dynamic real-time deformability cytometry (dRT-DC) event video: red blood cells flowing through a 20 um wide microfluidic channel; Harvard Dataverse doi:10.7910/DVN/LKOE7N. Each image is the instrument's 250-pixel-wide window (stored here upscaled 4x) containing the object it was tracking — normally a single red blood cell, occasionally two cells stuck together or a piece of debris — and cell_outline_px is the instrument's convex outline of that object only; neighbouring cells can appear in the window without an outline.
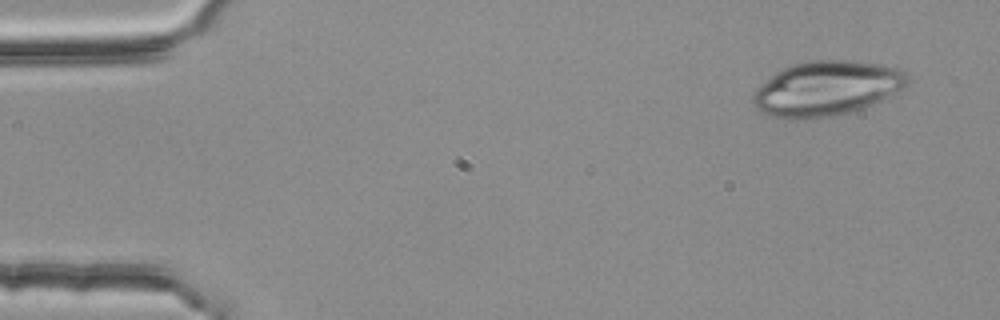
{"species": "common noctule bat (a hibernating species)", "species_latin": "Nyctalus noctula", "temperature_condition": "room temperature", "stored_images_in_passage": 4, "camera_frame_rate_fps": 3000, "um_per_image_px": 0.085, "animal": {"sex": "female", "body_mass_g": 25.1}, "frame": {"image": 1, "passage_image": 4, "time_ms": 1.0, "image_size_px": [1000, 320], "cell_outline_px": [[912, 80], [904, 88], [880, 100], [852, 112], [836, 116], [804, 120], [788, 120], [768, 116], [760, 112], [752, 104], [752, 96], [756, 88], [760, 84], [776, 72], [792, 64], [808, 60], [852, 60], [884, 64], [908, 72]], "centroid_in_image_um": [70.25, 7.53], "position_along_channel_um": 14.8, "area_um2": 50.23}}